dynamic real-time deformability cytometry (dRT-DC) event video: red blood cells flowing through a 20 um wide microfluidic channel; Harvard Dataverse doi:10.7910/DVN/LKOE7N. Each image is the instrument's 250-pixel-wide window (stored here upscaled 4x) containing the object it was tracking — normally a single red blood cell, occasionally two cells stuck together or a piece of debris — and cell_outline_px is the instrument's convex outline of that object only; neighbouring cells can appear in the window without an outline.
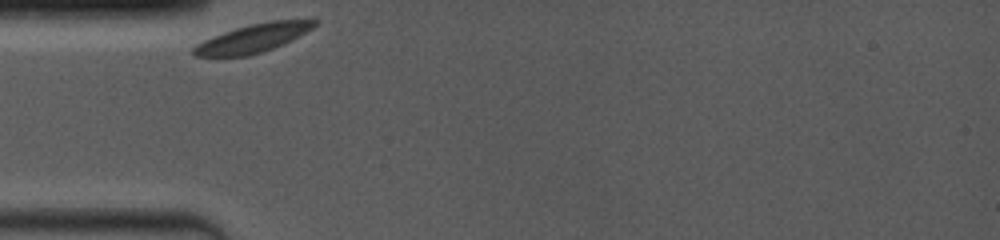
{"species": "common noctule bat (a hibernating species)", "species_latin": "Nyctalus noctula", "temperature_condition": "room temperature", "stored_images_in_passage": 24, "camera_frame_rate_fps": 4000, "um_per_image_px": 0.085, "animal": {"sex": "female", "body_mass_g": 19.0, "forearm_length_mm": 53.3}, "frame": {"image": 1, "passage_image": 1, "time_ms": 0.0, "image_size_px": [1000, 240], "cell_outline_px": [[320, 20], [312, 28], [272, 48], [248, 56], [192, 56], [192, 48], [196, 44], [204, 40], [224, 32], [236, 28], [252, 24], [272, 20]], "centroid_in_image_um": [21.43, 3.25], "position_along_channel_um": 63.6, "area_um2": 19.36}}
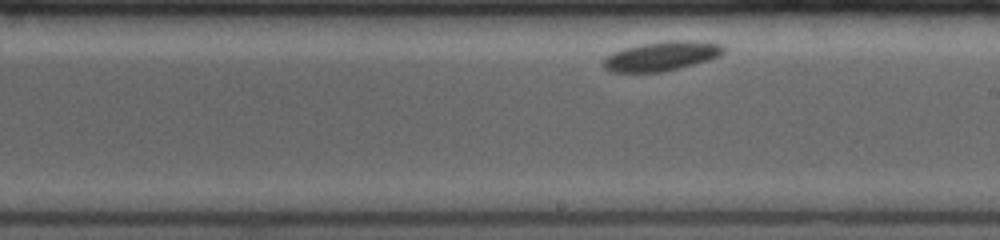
{"frame": {"image": 2, "passage_image": 14, "time_ms": 5.0, "image_size_px": [1000, 240], "cell_outline_px": [[724, 52], [720, 56], [708, 60], [664, 72], [612, 72], [604, 68], [600, 64], [612, 52], [624, 48], [640, 44], [668, 40], [692, 40], [724, 44]], "centroid_in_image_um": [56.24, 4.76], "position_along_channel_um": 232.8, "area_um2": 20.75}}
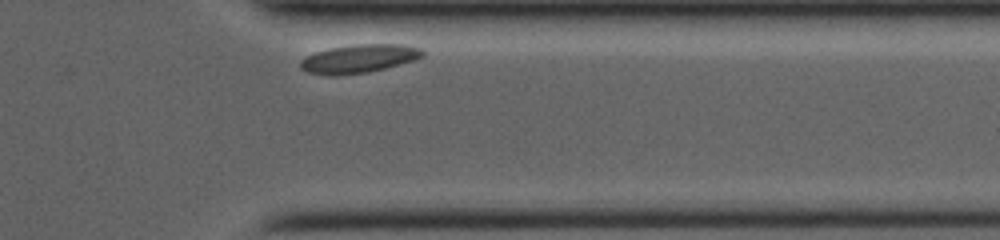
{"frame": {"image": 3, "passage_image": 24, "time_ms": 9.25, "image_size_px": [1000, 240], "cell_outline_px": [[424, 56], [412, 60], [384, 68], [368, 72], [336, 76], [332, 76], [308, 72], [300, 68], [300, 60], [304, 56], [316, 52], [332, 48], [356, 44], [404, 44], [420, 48], [424, 52]], "centroid_in_image_um": [30.48, 4.99], "position_along_channel_um": 380.9, "area_um2": 20.11}}